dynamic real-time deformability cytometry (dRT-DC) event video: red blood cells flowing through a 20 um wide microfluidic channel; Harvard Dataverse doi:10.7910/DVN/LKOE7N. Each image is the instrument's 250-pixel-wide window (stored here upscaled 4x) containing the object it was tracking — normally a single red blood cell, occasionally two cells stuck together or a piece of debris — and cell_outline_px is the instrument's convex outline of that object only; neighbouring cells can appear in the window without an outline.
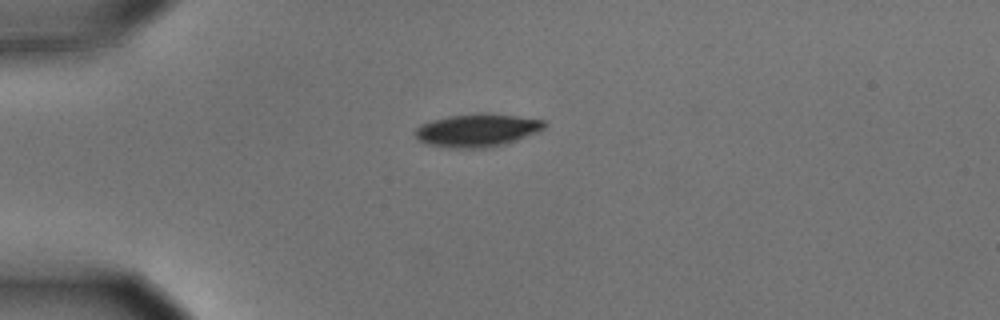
{"species": "common noctule bat (a hibernating species)", "species_latin": "Nyctalus noctula", "temperature_condition": "cold", "stored_images_in_passage": 6, "camera_frame_rate_fps": 3000, "um_per_image_px": 0.085, "animal": {"sex": "male", "body_mass_g": 15.6}, "frame": {"image": 1, "passage_image": 1, "time_ms": 0.0, "image_size_px": [1000, 320], "cell_outline_px": [[548, 124], [544, 128], [536, 132], [516, 140], [504, 144], [484, 148], [452, 148], [428, 144], [416, 140], [416, 128], [420, 124], [432, 120], [448, 116], [476, 112], [488, 112], [544, 120]], "centroid_in_image_um": [40.54, 11.05], "position_along_channel_um": 44.5, "area_um2": 24.97}}
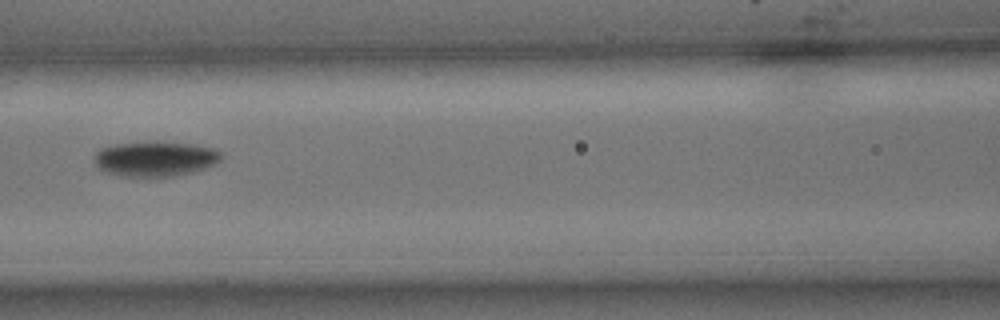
{"frame": {"image": 2, "passage_image": 4, "time_ms": 1.0, "image_size_px": [1000, 320], "cell_outline_px": [[224, 156], [216, 164], [192, 172], [172, 176], [120, 176], [108, 172], [100, 168], [96, 164], [96, 152], [100, 148], [112, 144], [192, 144], [216, 148]], "centroid_in_image_um": [13.24, 13.52], "position_along_channel_um": 153.4, "area_um2": 25.03}}
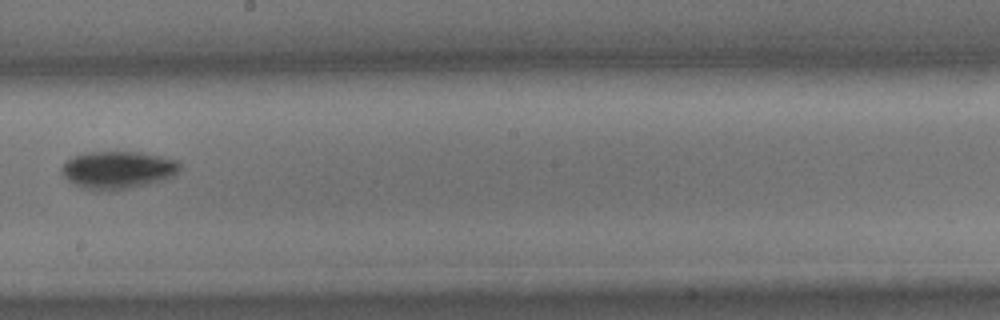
{"frame": {"image": 3, "passage_image": 6, "time_ms": 1.667, "image_size_px": [1000, 320], "cell_outline_px": [[180, 168], [172, 176], [164, 180], [132, 188], [112, 192], [96, 192], [84, 188], [68, 180], [60, 172], [64, 164], [72, 156], [88, 152], [140, 152], [180, 160]], "centroid_in_image_um": [10.02, 14.46], "position_along_channel_um": 238.2, "area_um2": 26.24}}